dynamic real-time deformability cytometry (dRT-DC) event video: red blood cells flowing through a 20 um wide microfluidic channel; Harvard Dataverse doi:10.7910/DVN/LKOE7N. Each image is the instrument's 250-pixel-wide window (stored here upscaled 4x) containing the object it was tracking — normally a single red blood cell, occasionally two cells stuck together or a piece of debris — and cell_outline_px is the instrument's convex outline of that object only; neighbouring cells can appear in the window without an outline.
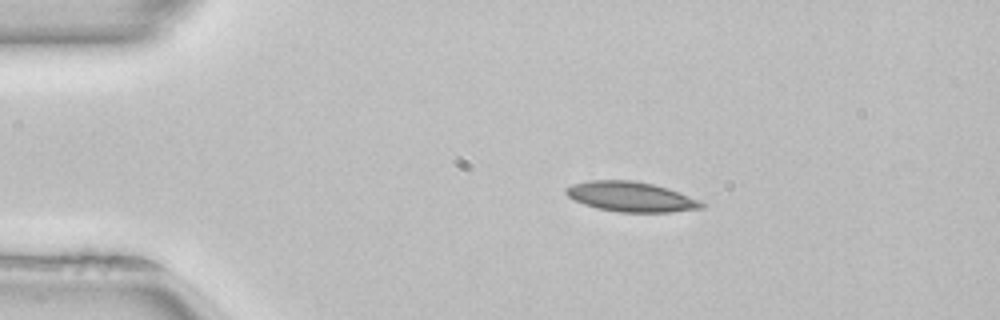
{"species": "common noctule bat (a hibernating species)", "species_latin": "Nyctalus noctula", "temperature_condition": "room temperature", "stored_images_in_passage": 42, "camera_frame_rate_fps": 3000, "um_per_image_px": 0.085, "animal": {"sex": "female", "body_mass_g": 22.7, "forearm_length_mm": 54.2}, "frame": {"image": 1, "passage_image": 1, "time_ms": 0.0, "image_size_px": [1000, 320], "cell_outline_px": [[708, 204], [704, 208], [668, 212], [620, 212], [596, 208], [584, 204], [568, 196], [564, 192], [564, 188], [572, 184], [588, 180], [632, 180], [652, 184], [668, 188], [700, 200]], "centroid_in_image_um": [53.64, 16.72], "position_along_channel_um": 31.4, "area_um2": 23.76}}
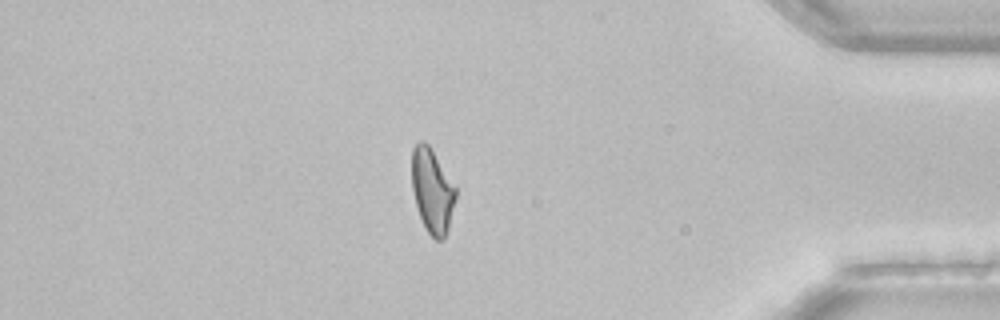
{"frame": {"image": 2, "passage_image": 35, "time_ms": 11.333, "image_size_px": [1000, 320], "cell_outline_px": [[456, 196], [448, 228], [444, 240], [436, 240], [428, 232], [420, 216], [416, 204], [412, 188], [412, 148], [420, 140], [424, 140], [428, 144], [456, 188]], "centroid_in_image_um": [36.73, 16.2], "position_along_channel_um": 398.5, "area_um2": 21.15}, "authors_computed_cell_mechanics": {"area_um2": 22.253, "velocity_mm_per_s": 4.0158, "shape_relaxation_time_tau1_ms": null, "shape_relaxation_time_tau2_ms": 5.5896, "deformation_change_tau1": null, "deformation_change_tau2": 0.1388}}